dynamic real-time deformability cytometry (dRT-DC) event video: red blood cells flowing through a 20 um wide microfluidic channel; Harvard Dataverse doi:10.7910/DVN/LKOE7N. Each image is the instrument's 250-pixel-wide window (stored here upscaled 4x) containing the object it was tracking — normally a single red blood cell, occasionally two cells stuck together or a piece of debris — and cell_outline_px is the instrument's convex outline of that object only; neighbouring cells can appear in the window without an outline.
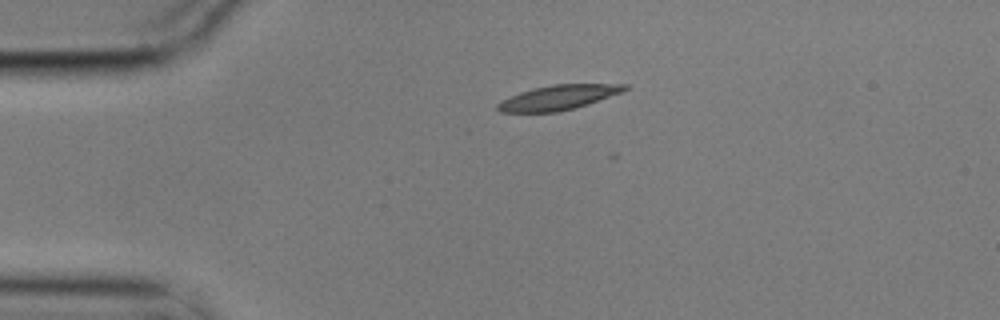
{"species": "common noctule bat (a hibernating species)", "species_latin": "Nyctalus noctula", "temperature_condition": "cold", "stored_images_in_passage": 3, "camera_frame_rate_fps": 3000, "um_per_image_px": 0.085, "animal": {"sex": "male", "body_mass_g": 17.9}, "frame": {"image": 1, "passage_image": 1, "time_ms": 0.0, "image_size_px": [1000, 320], "cell_outline_px": [[628, 88], [620, 92], [588, 104], [556, 112], [500, 112], [496, 108], [496, 104], [520, 92], [532, 88], [552, 84], [628, 84]], "centroid_in_image_um": [47.43, 8.28], "position_along_channel_um": 37.6, "area_um2": 17.98}}